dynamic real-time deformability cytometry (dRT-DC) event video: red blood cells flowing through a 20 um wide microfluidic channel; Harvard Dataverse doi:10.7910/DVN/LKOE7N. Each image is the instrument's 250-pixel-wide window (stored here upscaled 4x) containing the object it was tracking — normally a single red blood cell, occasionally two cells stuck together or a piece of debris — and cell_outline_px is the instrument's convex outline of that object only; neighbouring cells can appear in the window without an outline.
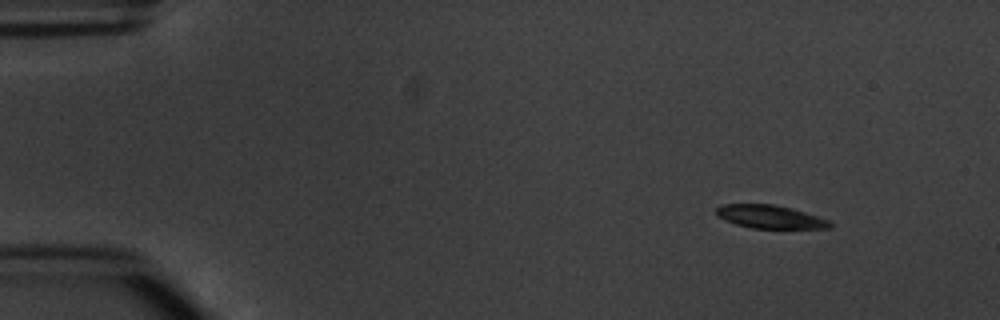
{"species": "common noctule bat (a hibernating species)", "species_latin": "Nyctalus noctula", "temperature_condition": "warm", "stored_images_in_passage": 5, "camera_frame_rate_fps": 3000, "um_per_image_px": 0.085, "animal": {"sex": "male", "body_mass_g": 20.1, "forearm_length_mm": 53.5}, "frame": {"image": 1, "passage_image": 1, "time_ms": 0.0, "image_size_px": [1000, 320], "cell_outline_px": [[832, 228], [752, 228], [736, 224], [724, 220], [716, 216], [716, 208], [720, 204], [772, 204], [792, 208], [828, 220], [832, 224]], "centroid_in_image_um": [65.4, 18.42], "position_along_channel_um": 19.6, "area_um2": 15.32}}
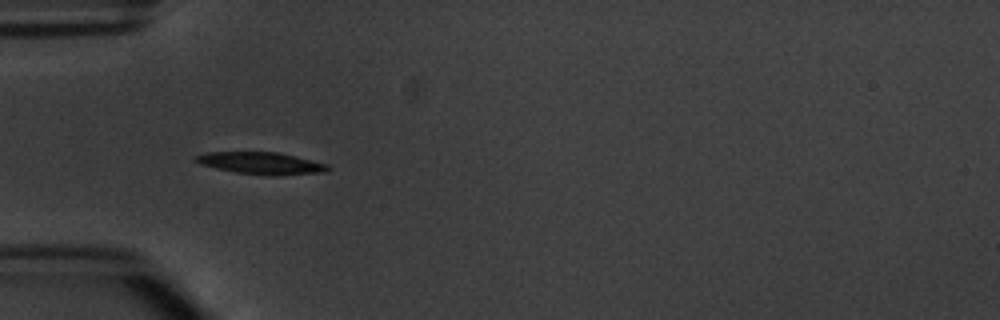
{"frame": {"image": 2, "passage_image": 4, "time_ms": 3.667, "image_size_px": [1000, 320], "cell_outline_px": [[332, 168], [324, 172], [276, 176], [268, 176], [236, 172], [216, 168], [200, 164], [192, 160], [192, 156], [208, 152], [280, 152], [328, 164]], "centroid_in_image_um": [22.19, 13.87], "position_along_channel_um": 62.8, "area_um2": 17.22}}